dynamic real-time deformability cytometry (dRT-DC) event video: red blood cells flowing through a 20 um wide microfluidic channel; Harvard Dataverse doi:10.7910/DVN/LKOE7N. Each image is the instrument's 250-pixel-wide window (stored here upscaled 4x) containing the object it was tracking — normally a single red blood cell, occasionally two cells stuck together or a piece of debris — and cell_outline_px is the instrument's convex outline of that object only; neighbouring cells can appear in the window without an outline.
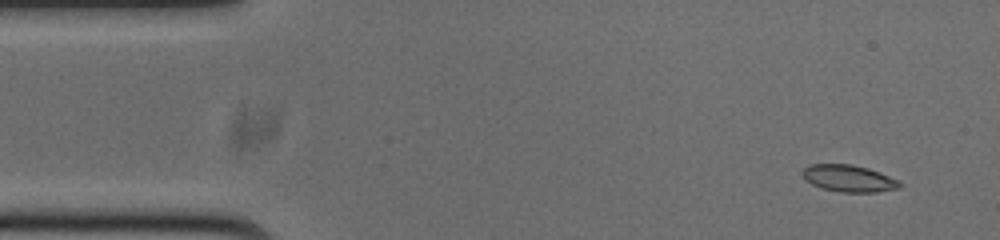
{"species": "common noctule bat (a hibernating species)", "species_latin": "Nyctalus noctula", "temperature_condition": "cold", "stored_images_in_passage": 50, "camera_frame_rate_fps": 3000, "um_per_image_px": 0.085, "animal": {"sex": "male", "body_mass_g": 20.0, "forearm_length_mm": 53.3}, "frame": {"image": 1, "passage_image": 1, "time_ms": 0.0, "image_size_px": [1000, 240], "cell_outline_px": [[904, 184], [900, 188], [876, 192], [840, 192], [820, 188], [804, 180], [800, 172], [808, 164], [852, 164], [868, 168], [900, 180]], "centroid_in_image_um": [72.13, 15.16], "position_along_channel_um": 12.9, "area_um2": 15.55}}
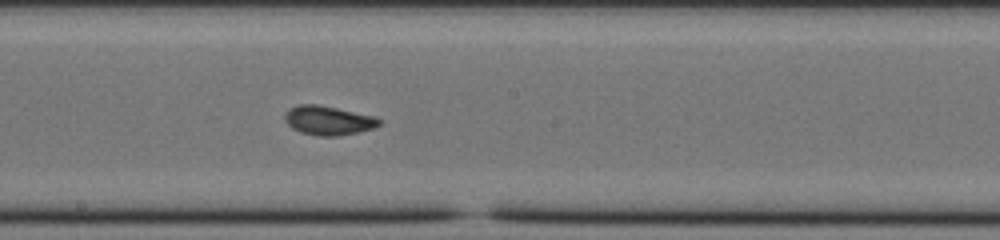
{"frame": {"image": 2, "passage_image": 25, "time_ms": 8.0, "image_size_px": [1000, 240], "cell_outline_px": [[380, 124], [372, 128], [340, 136], [316, 136], [300, 132], [292, 128], [284, 120], [284, 116], [288, 108], [296, 104], [316, 104], [376, 116], [380, 120]], "centroid_in_image_um": [27.86, 10.23], "position_along_channel_um": 220.3, "area_um2": 16.07}}
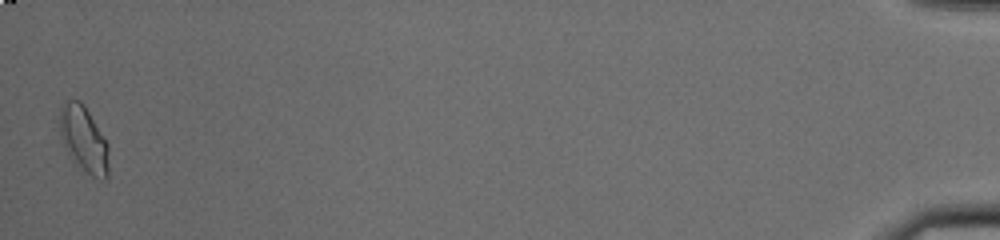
{"frame": {"image": 3, "passage_image": 50, "time_ms": 16.333, "image_size_px": [1000, 240], "cell_outline_px": [[108, 176], [104, 180], [100, 180], [80, 172], [76, 168], [68, 156], [60, 140], [60, 108], [68, 100], [80, 100], [84, 104], [108, 144]], "centroid_in_image_um": [7.1, 11.93], "position_along_channel_um": 428.1, "area_um2": 19.48}, "authors_computed_cell_mechanics": {"area_um2": 15.3748, "velocity_mm_per_s": 3.7603, "shape_relaxation_time_tau1_ms": 3.1424, "shape_relaxation_time_tau2_ms": 1.3188, "deformation_change_tau1": 0.0875, "deformation_change_tau2": 0.0591}}